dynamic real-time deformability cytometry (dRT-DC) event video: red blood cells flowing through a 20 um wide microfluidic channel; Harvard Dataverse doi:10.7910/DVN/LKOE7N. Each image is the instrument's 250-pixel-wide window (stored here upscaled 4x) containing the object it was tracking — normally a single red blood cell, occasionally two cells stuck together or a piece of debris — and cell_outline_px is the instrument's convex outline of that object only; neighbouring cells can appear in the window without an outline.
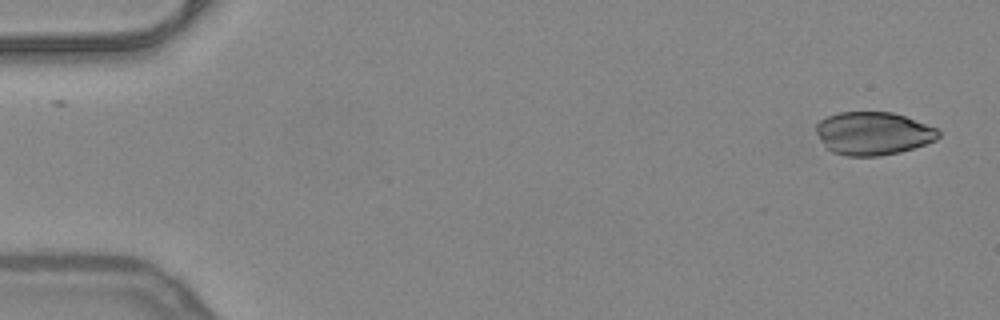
{"species": "common noctule bat (a hibernating species)", "species_latin": "Nyctalus noctula", "temperature_condition": "warm", "stored_images_in_passage": 22, "camera_frame_rate_fps": 3000, "um_per_image_px": 0.085, "animal": {"sex": "female", "body_mass_g": 24.6, "forearm_length_mm": 56.2}, "frame": {"image": 1, "passage_image": 1, "time_ms": 0.0, "image_size_px": [1000, 320], "cell_outline_px": [[940, 136], [936, 140], [900, 152], [880, 156], [848, 156], [832, 152], [824, 148], [816, 132], [816, 124], [820, 120], [828, 116], [840, 112], [892, 112], [904, 116], [936, 128], [940, 132]], "centroid_in_image_um": [74.18, 11.35], "position_along_channel_um": 10.8, "area_um2": 30.69}}
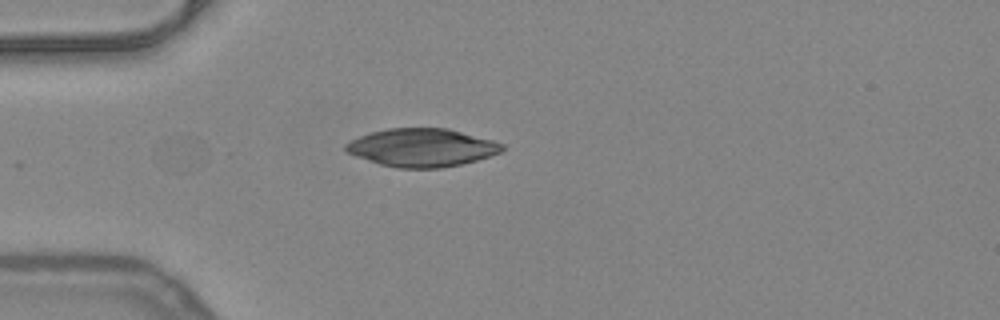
{"frame": {"image": 2, "passage_image": 13, "time_ms": 4.0, "image_size_px": [1000, 320], "cell_outline_px": [[504, 148], [500, 152], [476, 160], [460, 164], [440, 168], [396, 168], [380, 164], [356, 156], [348, 152], [344, 148], [344, 144], [360, 136], [372, 132], [388, 128], [448, 128], [492, 140], [504, 144]], "centroid_in_image_um": [35.85, 12.54], "position_along_channel_um": 49.2, "area_um2": 34.45}}